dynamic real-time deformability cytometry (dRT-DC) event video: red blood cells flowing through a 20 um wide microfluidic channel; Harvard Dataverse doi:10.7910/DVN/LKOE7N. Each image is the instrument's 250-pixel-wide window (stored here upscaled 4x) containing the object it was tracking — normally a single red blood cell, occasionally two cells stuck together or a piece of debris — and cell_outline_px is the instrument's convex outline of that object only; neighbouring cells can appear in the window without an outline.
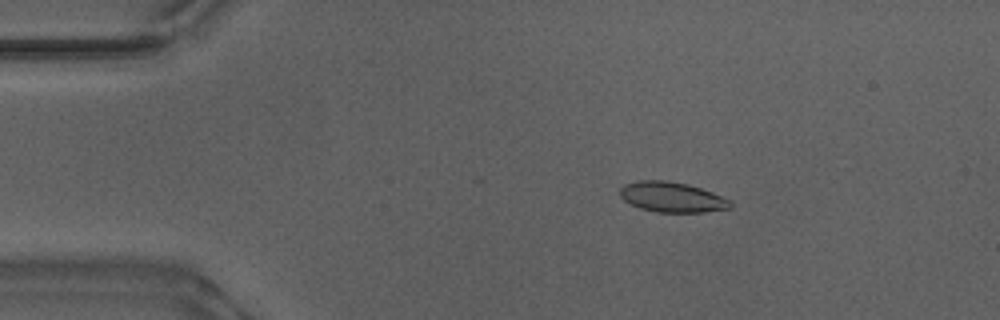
{"species": "Egyptian fruit bat (a non-hibernating species)", "species_latin": "Rousettus aegyptiacus", "temperature_condition": "warm", "stored_images_in_passage": 17, "camera_frame_rate_fps": 3000, "um_per_image_px": 0.085, "animal": {"sex": "male"}, "frame": {"image": 1, "passage_image": 5, "time_ms": 1.333, "image_size_px": [1000, 320], "cell_outline_px": [[732, 208], [704, 212], [656, 212], [640, 208], [624, 200], [620, 196], [620, 188], [624, 184], [636, 180], [668, 180], [688, 184], [712, 192], [732, 200]], "centroid_in_image_um": [57.13, 16.74], "position_along_channel_um": 27.9, "area_um2": 19.59}}
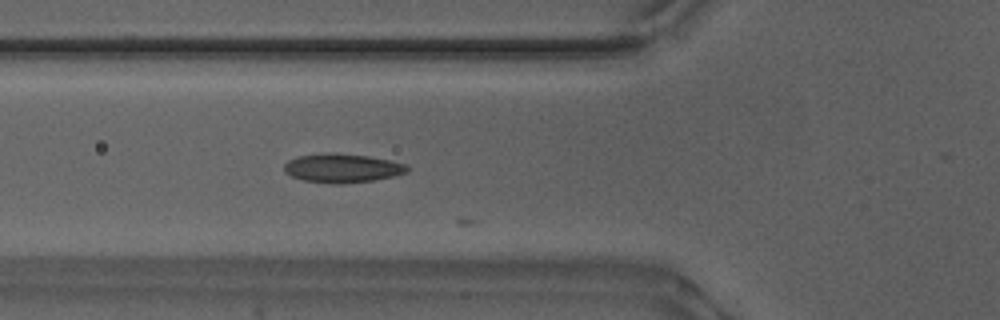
{"frame": {"image": 2, "passage_image": 15, "time_ms": 4.667, "image_size_px": [1000, 320], "cell_outline_px": [[408, 172], [392, 176], [372, 180], [340, 184], [332, 184], [304, 180], [292, 176], [284, 172], [284, 164], [288, 160], [296, 156], [332, 152], [336, 152], [368, 156], [408, 164]], "centroid_in_image_um": [29.07, 14.28], "position_along_channel_um": 96.7, "area_um2": 20.75}}